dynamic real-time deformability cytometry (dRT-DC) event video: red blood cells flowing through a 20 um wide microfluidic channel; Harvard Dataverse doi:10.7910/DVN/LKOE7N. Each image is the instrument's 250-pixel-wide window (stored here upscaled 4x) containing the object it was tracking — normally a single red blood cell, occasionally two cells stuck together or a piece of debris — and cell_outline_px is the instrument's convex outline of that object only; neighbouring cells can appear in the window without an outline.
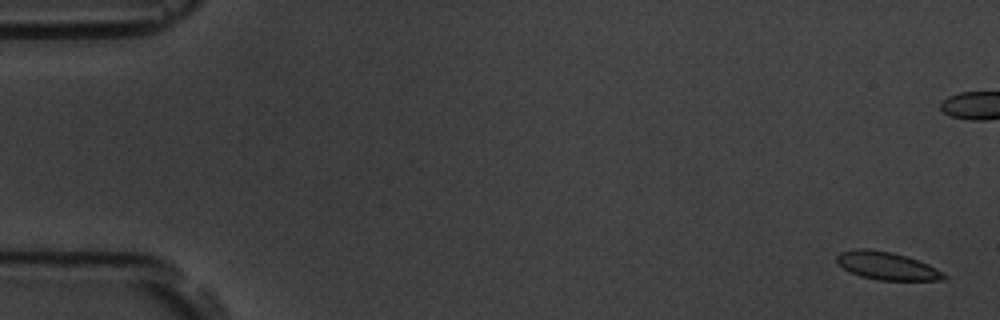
{"species": "common noctule bat (a hibernating species)", "species_latin": "Nyctalus noctula", "temperature_condition": "room temperature", "stored_images_in_passage": 6, "camera_frame_rate_fps": 3000, "um_per_image_px": 0.085, "animal": {"sex": "male", "body_mass_g": 19.5, "forearm_length_mm": 54.6}, "frame": {"image": 1, "passage_image": 1, "time_ms": 0.0, "image_size_px": [1000, 320], "cell_outline_px": [[948, 276], [944, 280], [876, 280], [860, 276], [844, 268], [836, 260], [836, 256], [840, 252], [856, 248], [868, 248], [892, 252], [928, 264], [944, 272]], "centroid_in_image_um": [75.39, 22.59], "position_along_channel_um": 9.6, "area_um2": 17.34}}
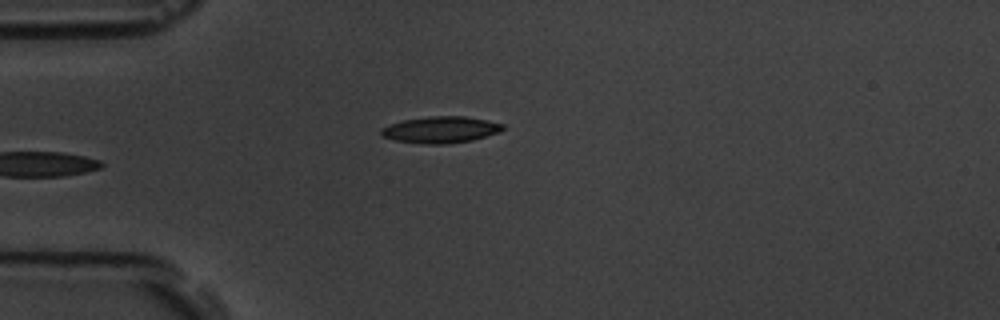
{"frame": {"image": 2, "passage_image": 6, "time_ms": 6.0, "image_size_px": [1000, 320], "cell_outline_px": [[504, 128], [500, 132], [472, 140], [444, 144], [428, 144], [396, 140], [384, 136], [380, 132], [380, 128], [404, 120], [428, 116], [464, 116], [488, 120], [504, 124]], "centroid_in_image_um": [37.5, 11.01], "position_along_channel_um": 47.5, "area_um2": 18.61}}